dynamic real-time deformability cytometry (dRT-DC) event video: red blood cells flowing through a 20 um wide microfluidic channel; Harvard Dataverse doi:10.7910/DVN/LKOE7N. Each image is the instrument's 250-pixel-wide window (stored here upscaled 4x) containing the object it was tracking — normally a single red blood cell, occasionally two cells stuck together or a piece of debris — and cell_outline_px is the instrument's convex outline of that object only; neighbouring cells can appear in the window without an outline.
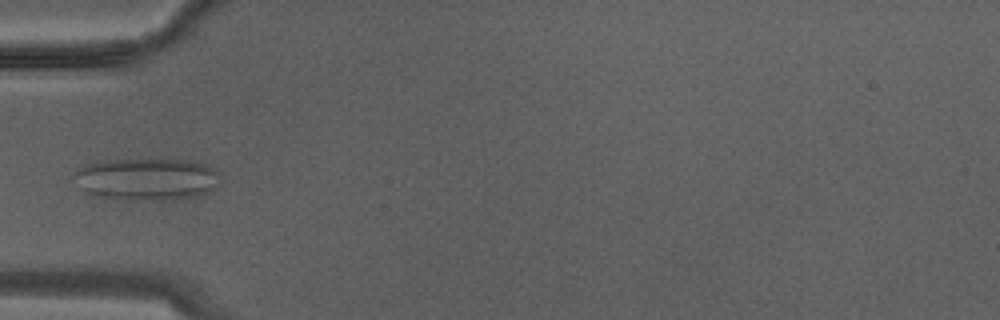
{"species": "Egyptian fruit bat (a non-hibernating species)", "species_latin": "Rousettus aegyptiacus", "temperature_condition": "warm", "stored_images_in_passage": 15, "camera_frame_rate_fps": 3000, "um_per_image_px": 0.085, "animal": {"sex": "male"}, "frame": {"image": 1, "passage_image": 5, "time_ms": 1.333, "image_size_px": [1000, 320], "cell_outline_px": [[216, 188], [212, 192], [200, 196], [164, 200], [132, 200], [92, 196], [84, 192], [68, 180], [80, 168], [88, 164], [108, 160], [196, 160], [216, 168]], "centroid_in_image_um": [12.42, 15.25], "position_along_channel_um": 72.6, "area_um2": 36.47}}